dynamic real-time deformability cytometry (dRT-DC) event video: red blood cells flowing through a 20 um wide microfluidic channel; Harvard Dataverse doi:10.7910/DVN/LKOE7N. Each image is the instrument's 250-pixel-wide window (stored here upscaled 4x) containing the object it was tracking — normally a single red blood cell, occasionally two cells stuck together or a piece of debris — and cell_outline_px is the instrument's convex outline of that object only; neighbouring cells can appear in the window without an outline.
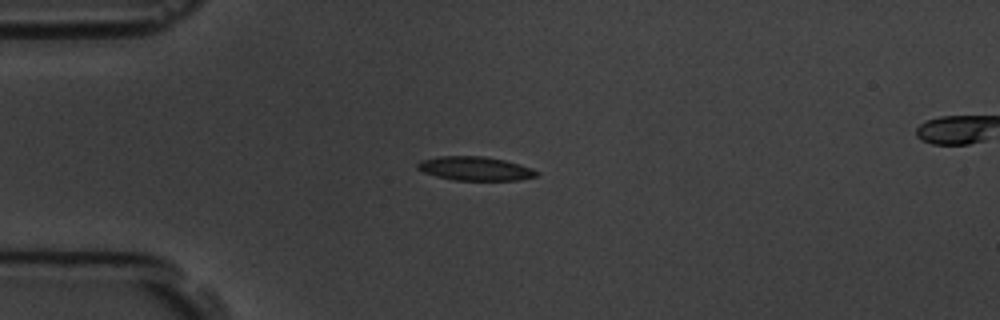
{"species": "common noctule bat (a hibernating species)", "species_latin": "Nyctalus noctula", "temperature_condition": "room temperature", "stored_images_in_passage": 10, "camera_frame_rate_fps": 3000, "um_per_image_px": 0.085, "animal": {"sex": "male", "body_mass_g": 19.5, "forearm_length_mm": 54.6}, "frame": {"image": 1, "passage_image": 5, "time_ms": 4.333, "image_size_px": [1000, 320], "cell_outline_px": [[540, 172], [536, 176], [516, 180], [456, 180], [436, 176], [424, 172], [416, 168], [416, 164], [420, 160], [440, 156], [484, 156], [504, 160], [532, 168]], "centroid_in_image_um": [40.36, 14.32], "position_along_channel_um": 44.6, "area_um2": 16.47}}
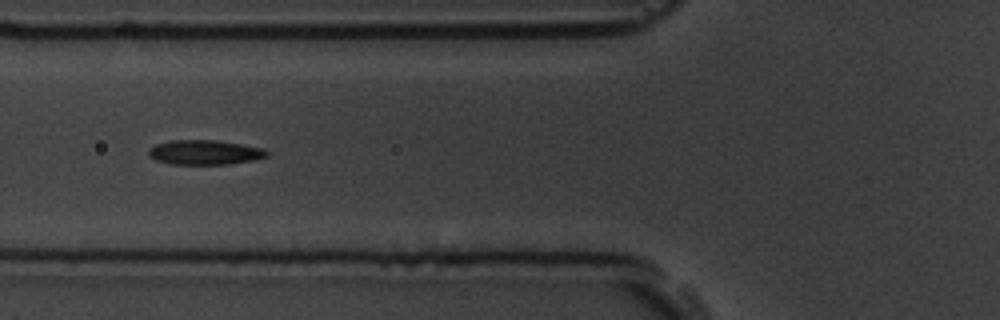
{"frame": {"image": 2, "passage_image": 7, "time_ms": 6.667, "image_size_px": [1000, 320], "cell_outline_px": [[272, 152], [268, 156], [256, 160], [232, 164], [172, 164], [156, 160], [148, 152], [148, 148], [156, 144], [172, 140], [216, 140], [264, 148]], "centroid_in_image_um": [17.48, 12.95], "position_along_channel_um": 108.3, "area_um2": 17.11}}